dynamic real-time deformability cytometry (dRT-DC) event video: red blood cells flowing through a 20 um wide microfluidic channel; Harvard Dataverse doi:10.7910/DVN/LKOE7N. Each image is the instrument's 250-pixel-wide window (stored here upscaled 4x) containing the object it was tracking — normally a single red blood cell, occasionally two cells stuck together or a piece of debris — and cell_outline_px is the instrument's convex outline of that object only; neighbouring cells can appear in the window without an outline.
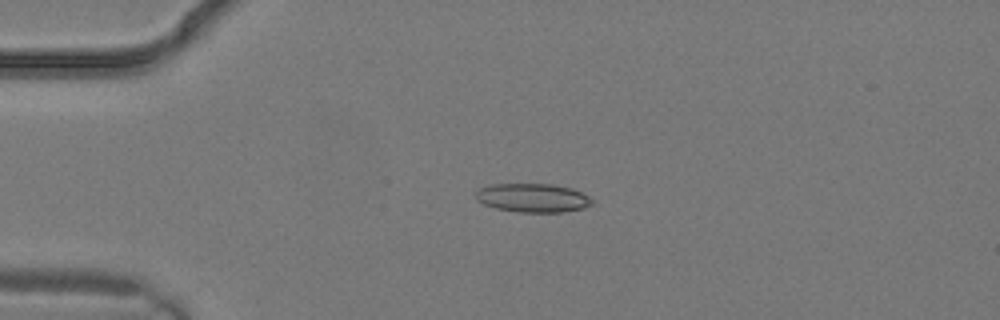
{"species": "common noctule bat (a hibernating species)", "species_latin": "Nyctalus noctula", "temperature_condition": "warm", "stored_images_in_passage": 2, "camera_frame_rate_fps": 3000, "um_per_image_px": 0.085, "animal": {"sex": "male", "body_mass_g": 19.2, "forearm_length_mm": 51.8}, "frame": {"image": 1, "passage_image": 2, "time_ms": 0.333, "image_size_px": [1000, 320], "cell_outline_px": [[592, 204], [584, 208], [560, 212], [520, 212], [496, 208], [484, 204], [476, 200], [476, 192], [480, 188], [492, 184], [552, 184], [572, 188], [588, 196], [592, 200]], "centroid_in_image_um": [45.28, 16.81], "position_along_channel_um": 39.7, "area_um2": 19.36}}